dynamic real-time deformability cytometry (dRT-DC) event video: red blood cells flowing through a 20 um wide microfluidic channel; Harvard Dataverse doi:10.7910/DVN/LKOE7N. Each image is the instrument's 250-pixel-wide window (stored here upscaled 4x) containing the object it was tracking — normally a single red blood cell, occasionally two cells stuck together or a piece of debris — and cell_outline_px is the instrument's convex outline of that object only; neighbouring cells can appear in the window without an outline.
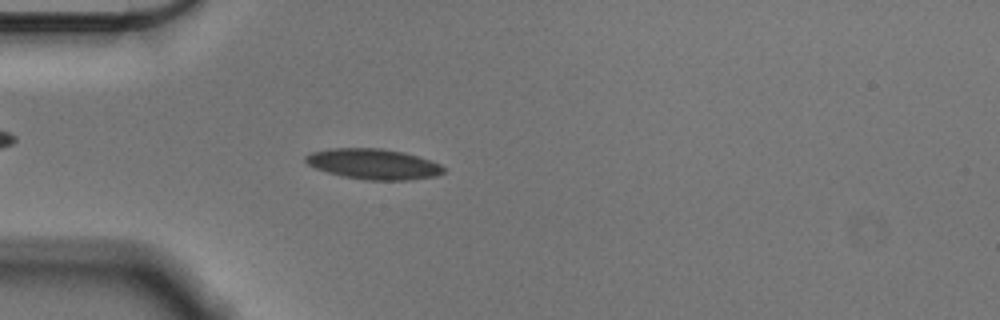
{"species": "Egyptian fruit bat (a non-hibernating species)", "species_latin": "Rousettus aegyptiacus", "temperature_condition": "cold", "stored_images_in_passage": 55, "camera_frame_rate_fps": 3000, "um_per_image_px": 0.085, "animal": {"sex": "male"}, "frame": {"image": 1, "passage_image": 15, "time_ms": 4.667, "image_size_px": [1000, 320], "cell_outline_px": [[444, 172], [436, 176], [408, 180], [364, 180], [344, 176], [328, 172], [316, 168], [308, 164], [304, 160], [304, 156], [312, 152], [332, 148], [380, 148], [404, 152], [440, 164], [444, 168]], "centroid_in_image_um": [31.73, 13.94], "position_along_channel_um": 53.3, "area_um2": 24.33}}
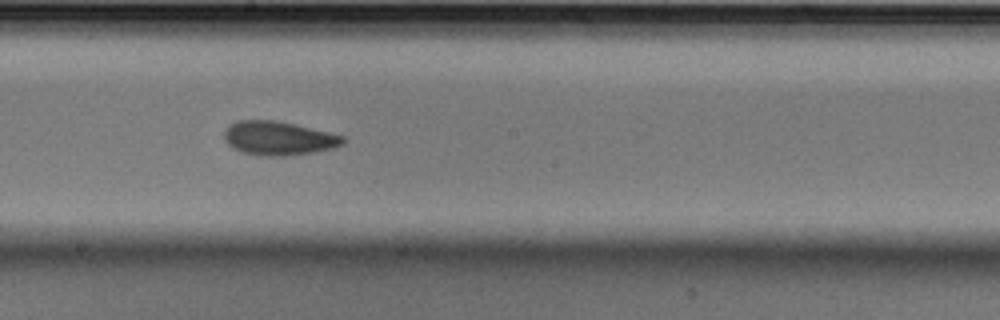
{"frame": {"image": 2, "passage_image": 30, "time_ms": 9.667, "image_size_px": [1000, 320], "cell_outline_px": [[348, 140], [344, 144], [332, 148], [316, 152], [288, 156], [256, 156], [240, 152], [232, 148], [224, 140], [224, 128], [228, 124], [236, 120], [272, 120], [292, 124], [328, 132], [344, 136]], "centroid_in_image_um": [23.63, 11.77], "position_along_channel_um": 224.6, "area_um2": 23.81}}
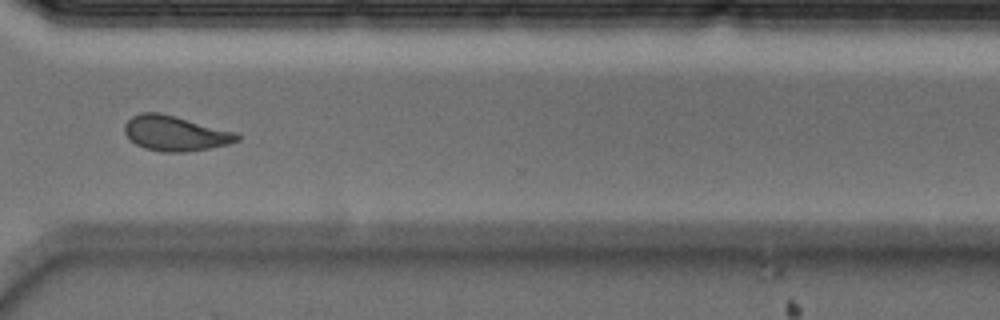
{"frame": {"image": 3, "passage_image": 41, "time_ms": 13.333, "image_size_px": [1000, 320], "cell_outline_px": [[240, 140], [228, 144], [208, 148], [184, 152], [160, 152], [144, 148], [136, 144], [124, 132], [124, 124], [132, 116], [140, 112], [160, 112], [176, 116], [236, 132], [240, 136]], "centroid_in_image_um": [14.88, 11.32], "position_along_channel_um": 355.7, "area_um2": 23.0}, "authors_computed_cell_mechanics": {"area_um2": 22.6576, "velocity_mm_per_s": 3.579, "shape_relaxation_time_tau1_ms": 4.6569, "shape_relaxation_time_tau2_ms": 2.2405, "deformation_change_tau1": 0.1296, "deformation_change_tau2": 0.0727}}